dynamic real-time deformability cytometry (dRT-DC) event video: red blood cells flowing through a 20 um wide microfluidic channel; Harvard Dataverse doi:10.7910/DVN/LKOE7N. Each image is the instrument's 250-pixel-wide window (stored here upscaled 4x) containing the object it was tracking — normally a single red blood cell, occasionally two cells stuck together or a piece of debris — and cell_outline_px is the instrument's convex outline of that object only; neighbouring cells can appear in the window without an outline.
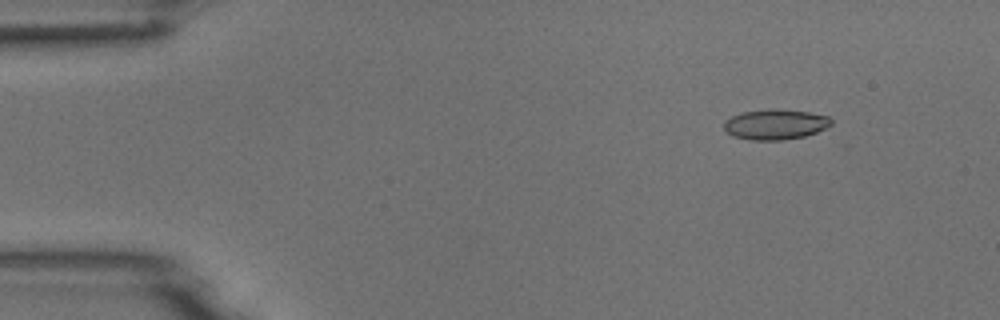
{"species": "common noctule bat (a hibernating species)", "species_latin": "Nyctalus noctula", "temperature_condition": "room temperature", "stored_images_in_passage": 14, "camera_frame_rate_fps": 3000, "um_per_image_px": 0.085, "animal": {"sex": "male", "body_mass_g": 18.8}, "frame": {"image": 1, "passage_image": 1, "time_ms": 0.0, "image_size_px": [1000, 320], "cell_outline_px": [[832, 124], [816, 132], [804, 136], [784, 140], [752, 140], [732, 136], [724, 128], [724, 120], [740, 112], [768, 108], [776, 108], [808, 112], [828, 116], [832, 120]], "centroid_in_image_um": [65.88, 10.56], "position_along_channel_um": 19.1, "area_um2": 19.07}}
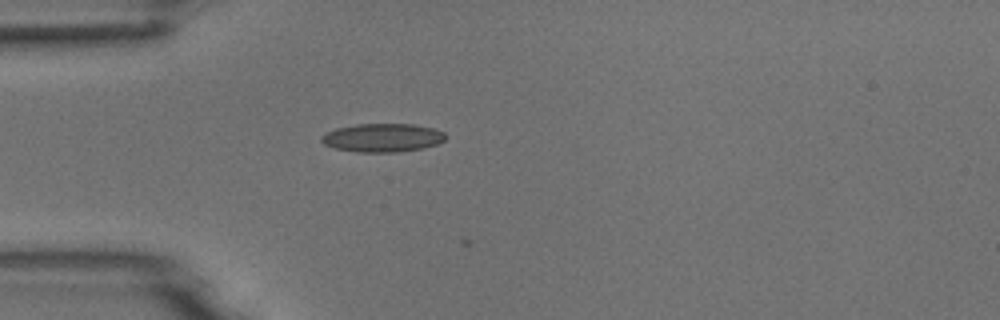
{"frame": {"image": 2, "passage_image": 10, "time_ms": 3.0, "image_size_px": [1000, 320], "cell_outline_px": [[448, 136], [444, 140], [436, 144], [424, 148], [396, 152], [356, 152], [336, 148], [324, 144], [320, 140], [320, 136], [336, 128], [356, 124], [416, 124], [432, 128], [444, 132]], "centroid_in_image_um": [32.53, 11.7], "position_along_channel_um": 52.5, "area_um2": 20.63}}